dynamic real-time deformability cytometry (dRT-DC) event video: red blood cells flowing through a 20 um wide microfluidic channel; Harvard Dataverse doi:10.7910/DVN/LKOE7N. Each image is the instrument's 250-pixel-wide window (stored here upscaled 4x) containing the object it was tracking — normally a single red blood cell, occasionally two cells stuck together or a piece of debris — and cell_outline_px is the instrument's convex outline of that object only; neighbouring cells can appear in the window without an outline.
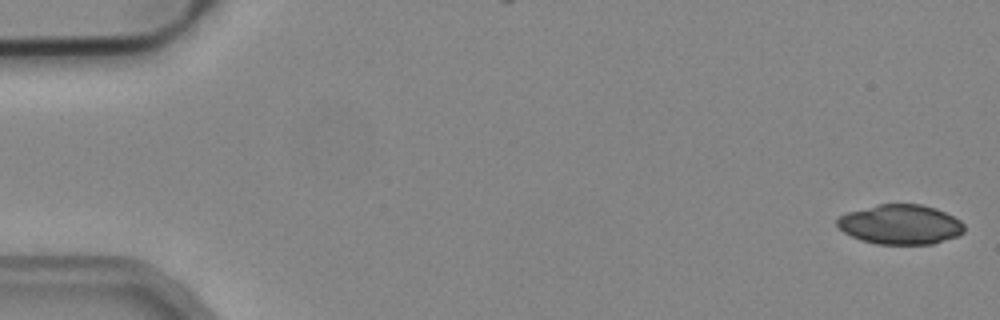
{"species": "common noctule bat (a hibernating species)", "species_latin": "Nyctalus noctula", "temperature_condition": "cold", "stored_images_in_passage": 6, "camera_frame_rate_fps": 3000, "um_per_image_px": 0.085, "animal": {"sex": "male", "body_mass_g": 19.2, "forearm_length_mm": 51.8}, "frame": {"image": 1, "passage_image": 1, "time_ms": 0.0, "image_size_px": [1000, 320], "cell_outline_px": [[964, 232], [956, 236], [932, 244], [876, 244], [860, 240], [844, 232], [836, 224], [836, 220], [840, 216], [848, 212], [876, 204], [920, 204], [936, 208], [960, 220], [964, 224]], "centroid_in_image_um": [76.52, 19.08], "position_along_channel_um": 8.5, "area_um2": 29.36}}